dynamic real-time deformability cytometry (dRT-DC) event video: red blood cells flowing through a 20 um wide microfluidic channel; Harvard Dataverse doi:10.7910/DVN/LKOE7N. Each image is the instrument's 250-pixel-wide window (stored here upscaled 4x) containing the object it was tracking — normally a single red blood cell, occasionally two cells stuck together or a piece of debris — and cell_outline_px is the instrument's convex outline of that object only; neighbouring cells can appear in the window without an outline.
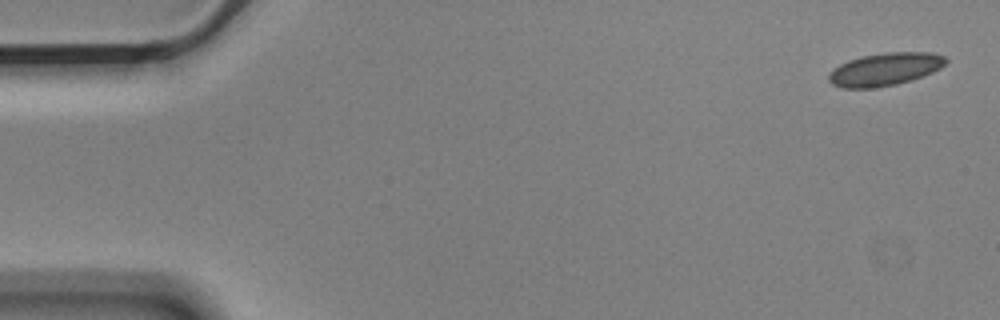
{"species": "Egyptian fruit bat (a non-hibernating species)", "species_latin": "Rousettus aegyptiacus", "temperature_condition": "cold", "stored_images_in_passage": 5, "camera_frame_rate_fps": 3000, "um_per_image_px": 0.085, "animal": {"sex": "male"}, "frame": {"image": 1, "passage_image": 1, "time_ms": 0.0, "image_size_px": [1000, 320], "cell_outline_px": [[948, 60], [940, 68], [932, 72], [912, 80], [896, 84], [872, 88], [844, 88], [832, 84], [828, 80], [828, 72], [840, 64], [848, 60], [864, 56], [884, 52], [932, 52], [944, 56]], "centroid_in_image_um": [75.21, 5.88], "position_along_channel_um": 9.8, "area_um2": 22.37}}